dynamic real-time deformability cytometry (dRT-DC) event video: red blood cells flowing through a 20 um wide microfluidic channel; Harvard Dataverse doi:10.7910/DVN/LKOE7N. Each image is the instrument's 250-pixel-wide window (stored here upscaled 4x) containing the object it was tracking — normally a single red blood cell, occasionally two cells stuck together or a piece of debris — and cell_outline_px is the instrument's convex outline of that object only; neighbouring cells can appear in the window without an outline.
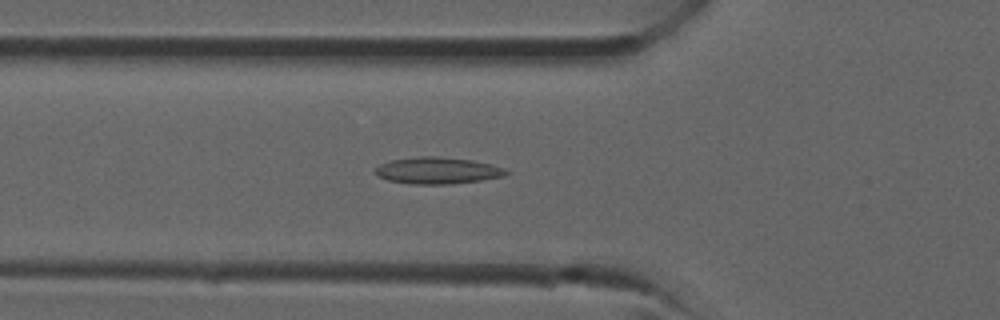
{"species": "common noctule bat (a hibernating species)", "species_latin": "Nyctalus noctula", "temperature_condition": "room temperature", "stored_images_in_passage": 36, "camera_frame_rate_fps": 3000, "um_per_image_px": 0.085, "animal": {"sex": "male", "forearm_length_mm": 52.5}, "frame": {"image": 1, "passage_image": 12, "time_ms": 3.667, "image_size_px": [1000, 320], "cell_outline_px": [[508, 172], [504, 176], [480, 180], [448, 184], [412, 184], [388, 180], [380, 176], [376, 172], [376, 168], [380, 164], [392, 160], [420, 156], [436, 156], [472, 160], [492, 164], [504, 168]], "centroid_in_image_um": [37.21, 14.49], "position_along_channel_um": 88.6, "area_um2": 20.06}}
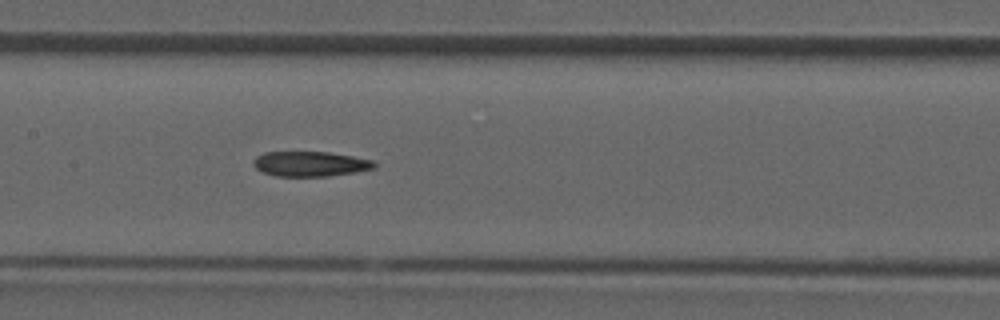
{"frame": {"image": 2, "passage_image": 17, "time_ms": 5.333, "image_size_px": [1000, 320], "cell_outline_px": [[376, 168], [356, 172], [328, 176], [276, 176], [264, 172], [256, 168], [252, 164], [252, 160], [256, 156], [264, 152], [328, 152], [352, 156], [372, 160], [376, 164]], "centroid_in_image_um": [26.36, 13.93], "position_along_channel_um": 181.0, "area_um2": 17.63}}
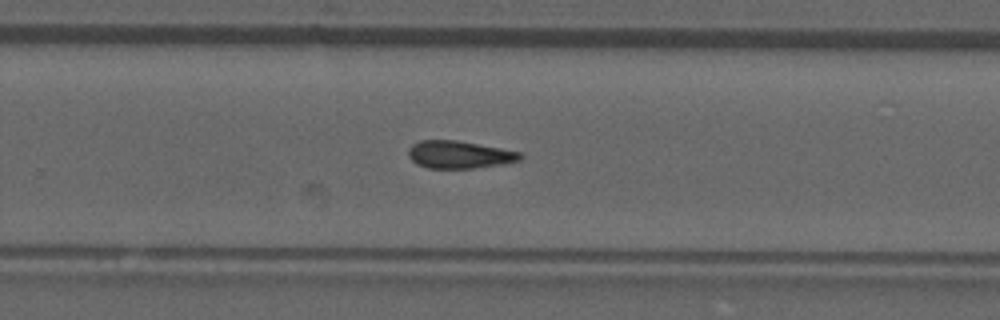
{"frame": {"image": 3, "passage_image": 23, "time_ms": 7.333, "image_size_px": [1000, 320], "cell_outline_px": [[524, 156], [520, 160], [504, 164], [472, 168], [428, 168], [416, 164], [408, 156], [408, 148], [412, 144], [420, 140], [456, 140], [500, 148], [520, 152]], "centroid_in_image_um": [39.02, 13.14], "position_along_channel_um": 290.8, "area_um2": 17.98}}